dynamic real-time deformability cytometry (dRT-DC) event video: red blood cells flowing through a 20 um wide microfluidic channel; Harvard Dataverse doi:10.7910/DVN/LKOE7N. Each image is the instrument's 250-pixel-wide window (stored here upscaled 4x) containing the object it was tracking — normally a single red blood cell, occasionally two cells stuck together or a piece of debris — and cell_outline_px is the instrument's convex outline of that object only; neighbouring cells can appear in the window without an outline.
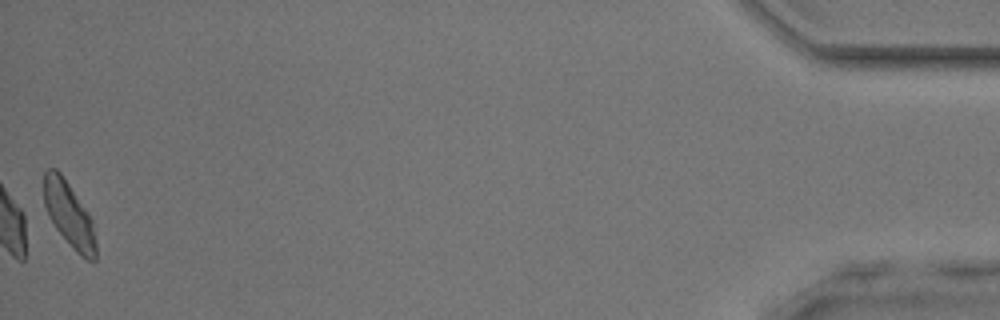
{"species": "common noctule bat (a hibernating species)", "species_latin": "Nyctalus noctula", "temperature_condition": "room temperature", "stored_images_in_passage": 38, "camera_frame_rate_fps": 3000, "um_per_image_px": 0.085, "animal": {"sex": "male", "body_mass_g": 17.9, "forearm_length_mm": 54.2}, "frame": {"image": 1, "passage_image": 38, "time_ms": 12.333, "image_size_px": [1000, 320], "cell_outline_px": [[96, 260], [88, 260], [80, 256], [72, 248], [56, 228], [48, 216], [44, 204], [44, 172], [48, 168], [56, 168], [60, 172], [88, 212], [92, 220], [96, 244]], "centroid_in_image_um": [5.87, 18.24], "position_along_channel_um": 429.3, "area_um2": 19.59}}